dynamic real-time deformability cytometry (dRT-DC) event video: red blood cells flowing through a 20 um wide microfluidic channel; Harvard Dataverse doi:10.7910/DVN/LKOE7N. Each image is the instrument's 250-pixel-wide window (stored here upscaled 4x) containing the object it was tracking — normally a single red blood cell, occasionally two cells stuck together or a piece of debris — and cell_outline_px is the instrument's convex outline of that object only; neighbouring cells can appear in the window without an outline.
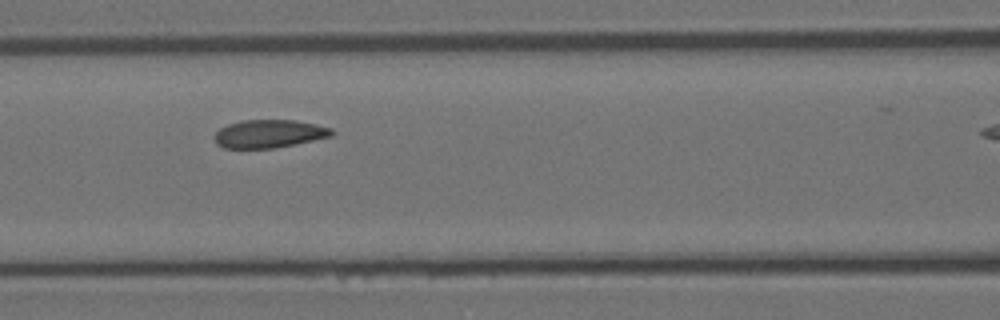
{"species": "Egyptian fruit bat (a non-hibernating species)", "species_latin": "Rousettus aegyptiacus", "temperature_condition": "room temperature", "stored_images_in_passage": 13, "camera_frame_rate_fps": 3000, "um_per_image_px": 0.085, "animal": {"sex": "female"}, "frame": {"image": 1, "passage_image": 4, "time_ms": 1.0, "image_size_px": [1000, 320], "cell_outline_px": [[336, 132], [332, 136], [272, 148], [224, 148], [216, 144], [216, 132], [220, 128], [228, 124], [240, 120], [296, 120], [332, 128]], "centroid_in_image_um": [22.88, 11.36], "position_along_channel_um": 143.7, "area_um2": 19.02}}
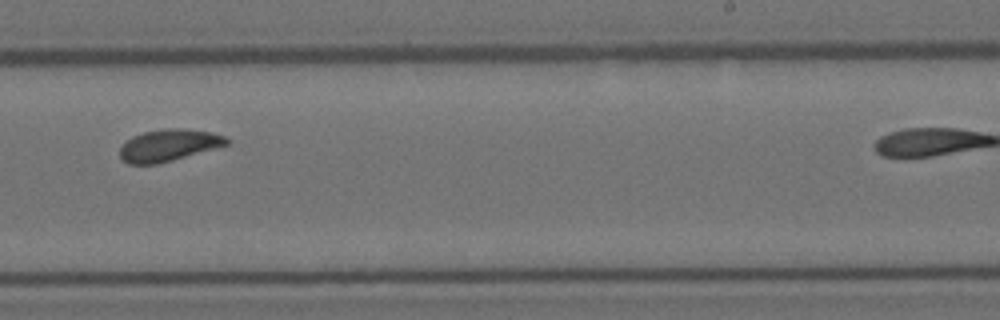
{"frame": {"image": 2, "passage_image": 7, "time_ms": 2.0, "image_size_px": [1000, 320], "cell_outline_px": [[232, 140], [228, 144], [172, 160], [156, 164], [128, 164], [120, 156], [120, 148], [132, 136], [144, 132], [164, 128], [184, 128], [212, 132], [224, 136]], "centroid_in_image_um": [14.35, 12.33], "position_along_channel_um": 274.6, "area_um2": 19.65}}
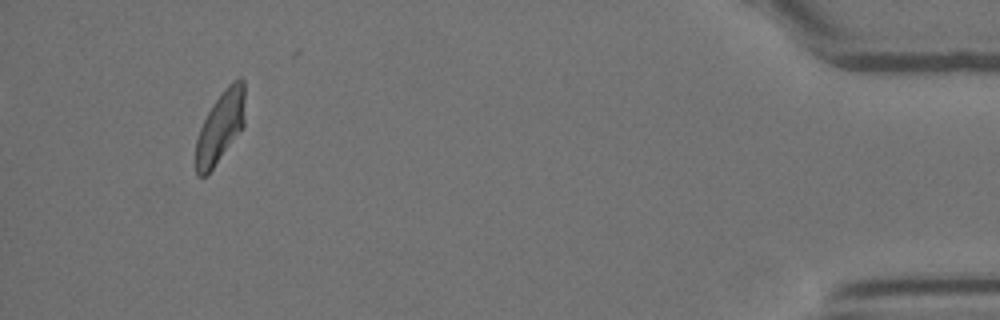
{"frame": {"image": 3, "passage_image": 13, "time_ms": 4.0, "image_size_px": [1000, 320], "cell_outline_px": [[244, 124], [208, 176], [196, 176], [196, 140], [200, 128], [212, 104], [228, 84], [232, 80], [240, 76], [244, 80]], "centroid_in_image_um": [18.72, 10.78], "position_along_channel_um": 416.5, "area_um2": 20.35}}